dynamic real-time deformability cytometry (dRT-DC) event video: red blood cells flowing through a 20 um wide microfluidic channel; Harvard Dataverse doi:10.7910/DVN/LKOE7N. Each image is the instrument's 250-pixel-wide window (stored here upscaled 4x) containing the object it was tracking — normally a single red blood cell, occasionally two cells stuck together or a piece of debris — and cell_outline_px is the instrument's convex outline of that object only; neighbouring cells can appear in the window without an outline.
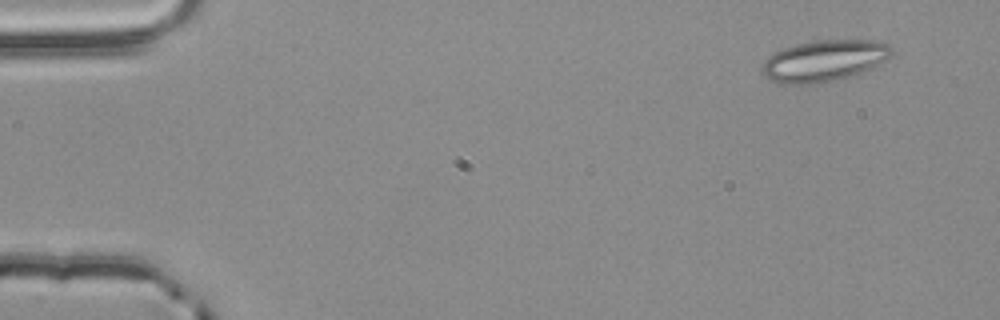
{"species": "common noctule bat (a hibernating species)", "species_latin": "Nyctalus noctula", "temperature_condition": "room temperature", "stored_images_in_passage": 3, "camera_frame_rate_fps": 3000, "um_per_image_px": 0.085, "animal": {"sex": "male", "body_mass_g": 20.4}, "frame": {"image": 1, "passage_image": 1, "time_ms": 0.0, "image_size_px": [1000, 320], "cell_outline_px": [[892, 52], [888, 60], [872, 68], [848, 76], [832, 80], [812, 84], [784, 84], [772, 80], [764, 76], [760, 72], [760, 68], [764, 60], [768, 56], [784, 48], [816, 40], [876, 40], [888, 44], [892, 48]], "centroid_in_image_um": [70.05, 5.16], "position_along_channel_um": 15.0, "area_um2": 31.1}}